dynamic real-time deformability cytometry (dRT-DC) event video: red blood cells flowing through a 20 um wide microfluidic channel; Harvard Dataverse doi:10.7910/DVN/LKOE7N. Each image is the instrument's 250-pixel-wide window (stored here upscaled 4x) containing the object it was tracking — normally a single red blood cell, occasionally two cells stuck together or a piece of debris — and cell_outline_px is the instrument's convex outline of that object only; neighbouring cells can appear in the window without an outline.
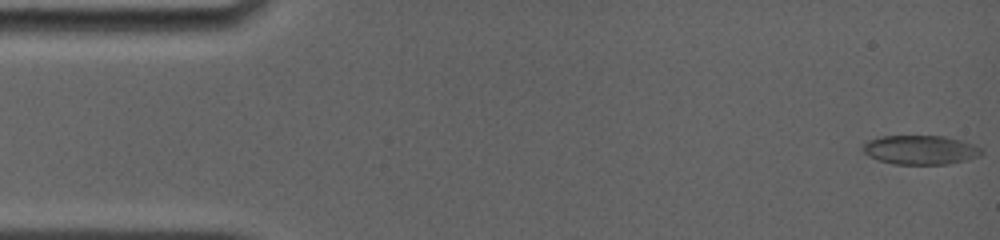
{"species": "common noctule bat (a hibernating species)", "species_latin": "Nyctalus noctula", "temperature_condition": "room temperature", "stored_images_in_passage": 5, "camera_frame_rate_fps": 4000, "um_per_image_px": 0.085, "animal": {"sex": "female", "body_mass_g": 19.0, "forearm_length_mm": 56.7}, "frame": {"image": 1, "passage_image": 1, "time_ms": 0.0, "image_size_px": [1000, 240], "cell_outline_px": [[984, 152], [980, 156], [948, 164], [892, 164], [876, 160], [868, 156], [860, 148], [868, 140], [880, 136], [944, 136], [960, 140], [972, 144], [980, 148]], "centroid_in_image_um": [78.18, 12.74], "position_along_channel_um": 6.8, "area_um2": 20.23}}
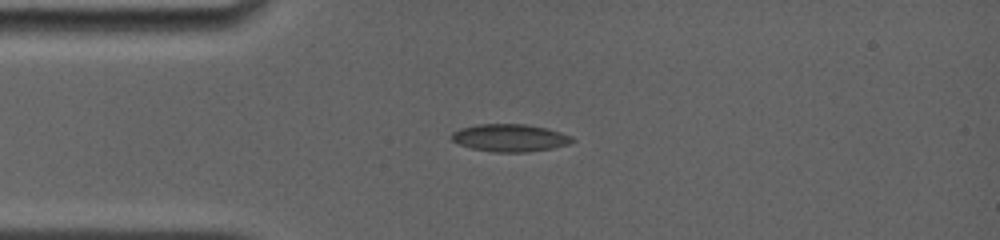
{"frame": {"image": 2, "passage_image": 5, "time_ms": 3.75, "image_size_px": [1000, 240], "cell_outline_px": [[576, 140], [568, 144], [552, 148], [528, 152], [496, 152], [472, 148], [460, 144], [452, 140], [448, 136], [452, 132], [460, 128], [476, 124], [524, 124], [548, 128], [572, 136]], "centroid_in_image_um": [43.33, 11.71], "position_along_channel_um": 41.7, "area_um2": 19.42}}